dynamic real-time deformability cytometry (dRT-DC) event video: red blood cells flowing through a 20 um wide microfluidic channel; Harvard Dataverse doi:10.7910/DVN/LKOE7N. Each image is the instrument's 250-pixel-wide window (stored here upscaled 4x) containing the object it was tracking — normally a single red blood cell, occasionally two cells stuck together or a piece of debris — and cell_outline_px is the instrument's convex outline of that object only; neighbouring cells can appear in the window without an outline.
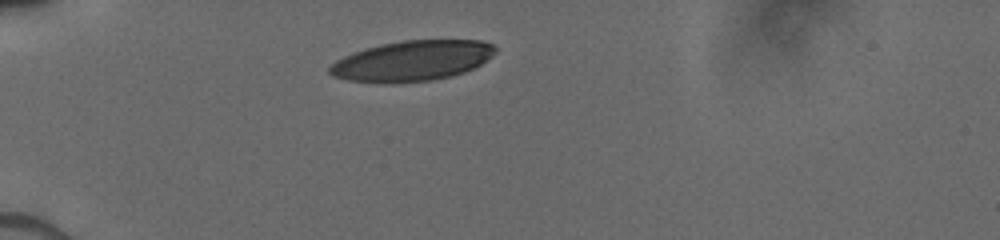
{"species": "human", "species_latin": "Homo sapiens", "temperature_condition": "cold", "stored_images_in_passage": 2, "camera_frame_rate_fps": 3000, "um_per_image_px": 0.085, "donor": {"sex": "male"}, "frame": {"image": 1, "passage_image": 1, "time_ms": 0.0, "image_size_px": [1000, 240], "cell_outline_px": [[496, 52], [492, 56], [480, 64], [464, 72], [432, 80], [392, 84], [380, 84], [348, 80], [332, 76], [328, 72], [328, 68], [336, 60], [344, 56], [364, 48], [404, 40], [480, 40], [492, 44], [496, 48]], "centroid_in_image_um": [34.99, 5.18], "position_along_channel_um": 50.0, "area_um2": 39.07}}